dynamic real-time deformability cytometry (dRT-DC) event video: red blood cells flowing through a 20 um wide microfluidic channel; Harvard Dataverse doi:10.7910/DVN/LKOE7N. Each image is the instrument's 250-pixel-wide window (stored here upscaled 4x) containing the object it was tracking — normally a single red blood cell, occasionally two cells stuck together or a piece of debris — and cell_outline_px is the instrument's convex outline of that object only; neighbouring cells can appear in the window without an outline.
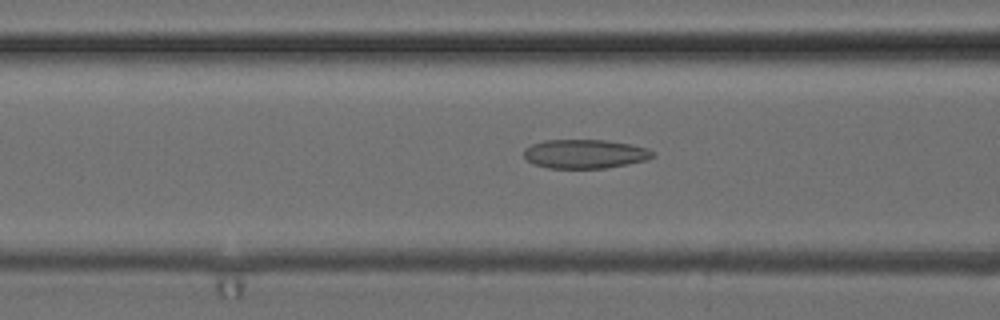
{"species": "common noctule bat (a hibernating species)", "species_latin": "Nyctalus noctula", "temperature_condition": "cold", "stored_images_in_passage": 50, "camera_frame_rate_fps": 3000, "um_per_image_px": 0.085, "animal": {"sex": "female", "body_mass_g": 24.6, "forearm_length_mm": 56.2}, "frame": {"image": 1, "passage_image": 19, "time_ms": 6.0, "image_size_px": [1000, 320], "cell_outline_px": [[656, 156], [648, 160], [628, 164], [604, 168], [548, 168], [532, 164], [524, 156], [524, 148], [532, 144], [544, 140], [604, 140], [628, 144], [648, 148], [656, 152]], "centroid_in_image_um": [49.74, 13.08], "position_along_channel_um": 116.9, "area_um2": 21.91}}
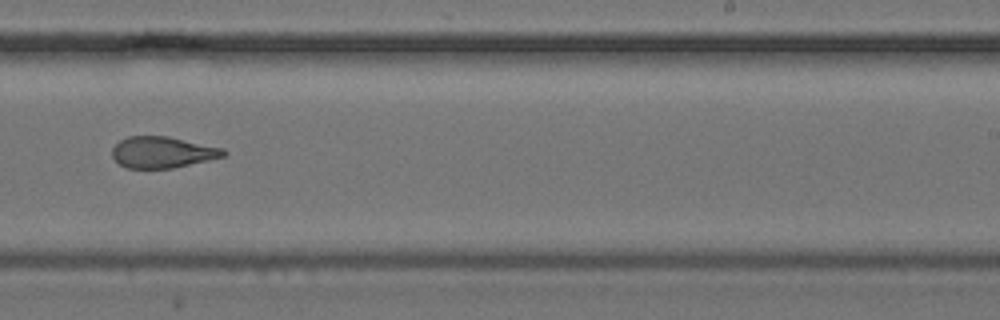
{"frame": {"image": 2, "passage_image": 31, "time_ms": 10.0, "image_size_px": [1000, 320], "cell_outline_px": [[228, 152], [224, 156], [208, 160], [172, 168], [124, 168], [112, 156], [112, 148], [120, 140], [128, 136], [168, 136], [224, 148]], "centroid_in_image_um": [13.81, 12.93], "position_along_channel_um": 275.2, "area_um2": 20.29}}
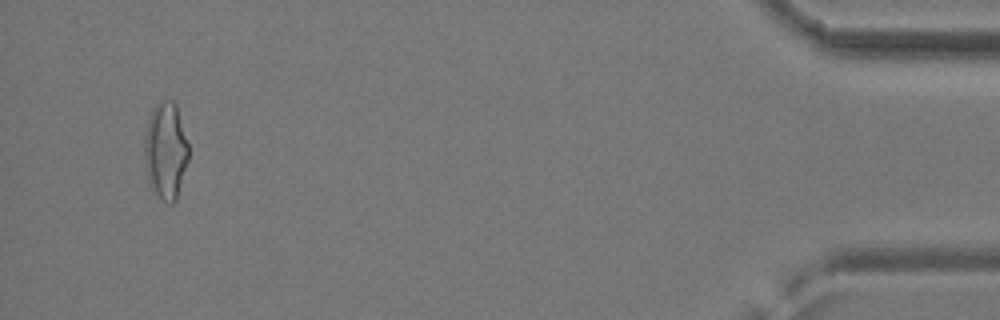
{"frame": {"image": 3, "passage_image": 48, "time_ms": 15.667, "image_size_px": [1000, 320], "cell_outline_px": [[188, 160], [176, 200], [172, 204], [168, 204], [160, 200], [152, 192], [148, 180], [144, 160], [144, 140], [148, 120], [152, 108], [160, 100], [172, 100], [176, 104], [188, 144]], "centroid_in_image_um": [14.06, 12.84], "position_along_channel_um": 421.1, "area_um2": 25.2}, "authors_computed_cell_mechanics": {"area_um2": 22.1374, "velocity_mm_per_s": 3.9589, "shape_relaxation_time_tau1_ms": null, "shape_relaxation_time_tau2_ms": 2.3306, "deformation_change_tau1": null, "deformation_change_tau2": 0.1136}}